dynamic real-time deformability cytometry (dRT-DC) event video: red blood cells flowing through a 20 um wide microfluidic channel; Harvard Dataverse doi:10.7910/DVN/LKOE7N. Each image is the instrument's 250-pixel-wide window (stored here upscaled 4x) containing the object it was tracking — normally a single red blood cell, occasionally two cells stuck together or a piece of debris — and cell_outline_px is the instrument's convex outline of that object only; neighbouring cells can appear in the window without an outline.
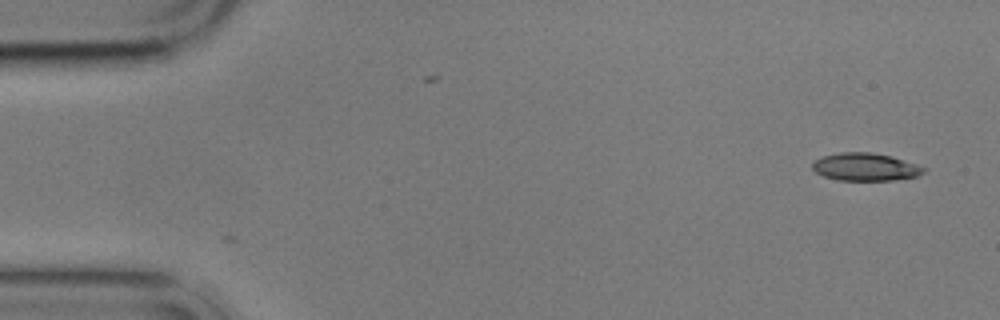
{"species": "common noctule bat (a hibernating species)", "species_latin": "Nyctalus noctula", "temperature_condition": "cold", "stored_images_in_passage": 2, "camera_frame_rate_fps": 3000, "um_per_image_px": 0.085, "animal": {"sex": "male", "body_mass_g": 17.9}, "frame": {"image": 1, "passage_image": 2, "time_ms": 1.333, "image_size_px": [1000, 320], "cell_outline_px": [[928, 168], [924, 172], [916, 176], [892, 180], [836, 180], [824, 176], [816, 172], [812, 168], [812, 164], [816, 160], [824, 156], [840, 152], [872, 152], [892, 156]], "centroid_in_image_um": [73.57, 14.18], "position_along_channel_um": 11.4, "area_um2": 17.92}}